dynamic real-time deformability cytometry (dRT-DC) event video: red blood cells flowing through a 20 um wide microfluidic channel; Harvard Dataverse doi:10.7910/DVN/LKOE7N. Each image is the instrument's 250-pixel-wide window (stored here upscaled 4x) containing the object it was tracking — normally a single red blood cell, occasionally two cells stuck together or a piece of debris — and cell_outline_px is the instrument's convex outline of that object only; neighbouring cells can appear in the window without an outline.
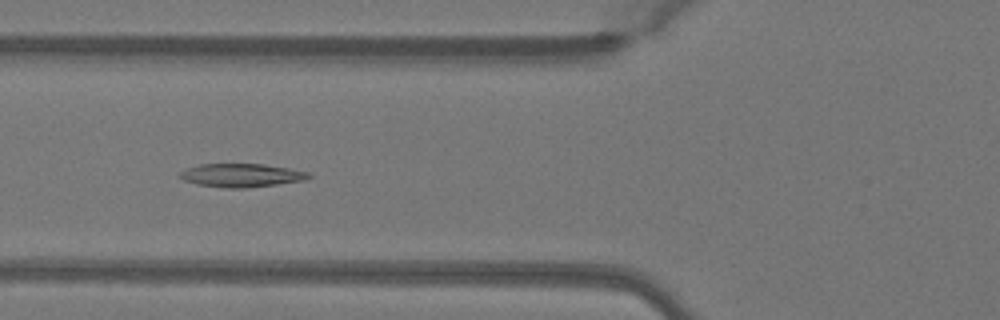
{"species": "Egyptian fruit bat (a non-hibernating species)", "species_latin": "Rousettus aegyptiacus", "temperature_condition": "warm", "stored_images_in_passage": 43, "camera_frame_rate_fps": 3000, "um_per_image_px": 0.085, "animal": {"sex": "female"}, "frame": {"image": 1, "passage_image": 18, "time_ms": 5.667, "image_size_px": [1000, 320], "cell_outline_px": [[312, 176], [304, 180], [276, 184], [244, 188], [224, 188], [196, 184], [184, 180], [176, 176], [180, 172], [188, 168], [200, 164], [264, 164], [288, 168], [308, 172]], "centroid_in_image_um": [20.48, 14.9], "position_along_channel_um": 105.3, "area_um2": 17.51}}
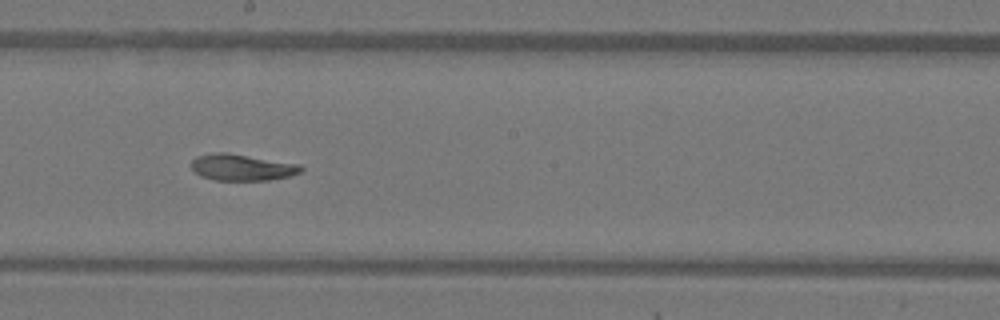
{"frame": {"image": 2, "passage_image": 27, "time_ms": 8.667, "image_size_px": [1000, 320], "cell_outline_px": [[304, 168], [300, 172], [288, 176], [268, 180], [216, 180], [200, 176], [192, 168], [192, 160], [196, 156], [212, 152], [228, 152], [300, 164]], "centroid_in_image_um": [20.56, 14.21], "position_along_channel_um": 227.6, "area_um2": 16.94}}
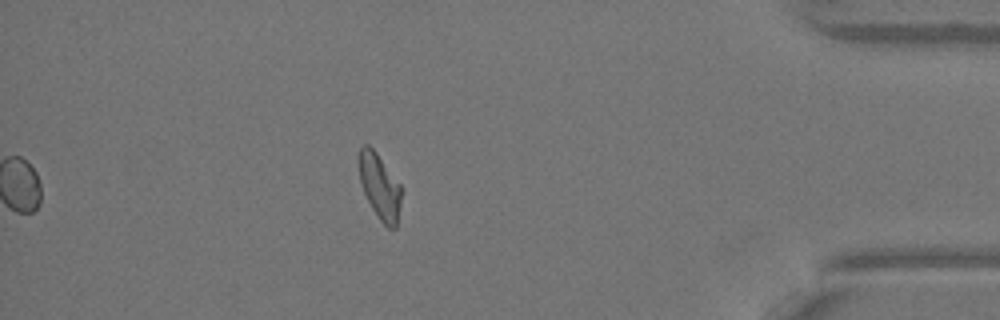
{"frame": {"image": 3, "passage_image": 43, "time_ms": 14.0, "image_size_px": [1000, 320], "cell_outline_px": [[404, 188], [396, 228], [388, 228], [380, 220], [372, 208], [364, 192], [360, 180], [360, 148], [364, 144], [368, 144], [376, 152]], "centroid_in_image_um": [32.34, 15.88], "position_along_channel_um": 402.9, "area_um2": 16.13}, "authors_computed_cell_mechanics": {"area_um2": 17.2244, "velocity_mm_per_s": 4.0617, "shape_relaxation_time_tau1_ms": null, "shape_relaxation_time_tau2_ms": 6.4908, "deformation_change_tau1": null, "deformation_change_tau2": 0.1169}}